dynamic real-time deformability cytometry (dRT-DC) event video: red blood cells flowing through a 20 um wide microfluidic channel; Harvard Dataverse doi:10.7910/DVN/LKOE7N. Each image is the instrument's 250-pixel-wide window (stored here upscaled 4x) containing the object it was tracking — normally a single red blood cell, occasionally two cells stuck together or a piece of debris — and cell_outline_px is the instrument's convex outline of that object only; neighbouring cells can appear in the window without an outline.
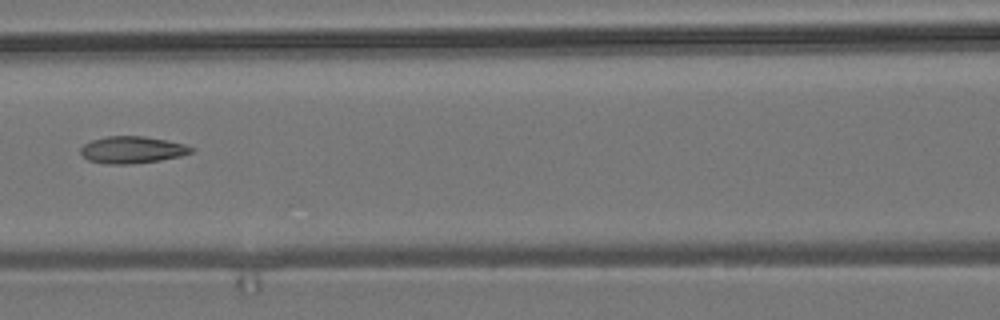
{"species": "common noctule bat (a hibernating species)", "species_latin": "Nyctalus noctula", "temperature_condition": "room temperature", "stored_images_in_passage": 4, "camera_frame_rate_fps": 3000, "um_per_image_px": 0.085, "animal": {"sex": "male", "body_mass_g": 19.2, "forearm_length_mm": 51.8}, "frame": {"image": 1, "passage_image": 4, "time_ms": 3.667, "image_size_px": [1000, 320], "cell_outline_px": [[196, 148], [192, 152], [180, 156], [160, 160], [132, 164], [104, 164], [88, 160], [80, 152], [80, 148], [84, 144], [92, 140], [108, 136], [144, 136], [184, 144]], "centroid_in_image_um": [11.23, 12.74], "position_along_channel_um": 155.4, "area_um2": 17.34}}